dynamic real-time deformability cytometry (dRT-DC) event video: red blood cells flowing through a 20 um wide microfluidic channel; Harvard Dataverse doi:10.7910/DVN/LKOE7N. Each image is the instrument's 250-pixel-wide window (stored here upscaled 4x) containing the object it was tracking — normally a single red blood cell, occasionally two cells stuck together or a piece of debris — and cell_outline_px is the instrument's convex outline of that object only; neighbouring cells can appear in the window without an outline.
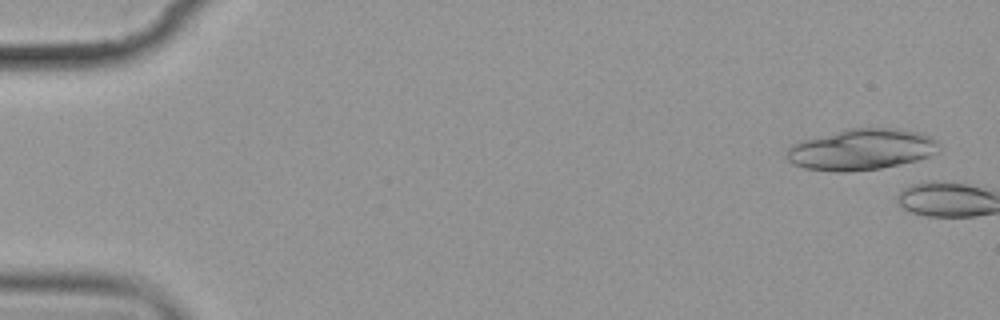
{"species": "common noctule bat (a hibernating species)", "species_latin": "Nyctalus noctula", "temperature_condition": "cold", "stored_images_in_passage": 2, "camera_frame_rate_fps": 3000, "um_per_image_px": 0.085, "animal": {"sex": "female", "body_mass_g": 19.9}, "frame": {"image": 1, "passage_image": 1, "time_ms": 0.0, "image_size_px": [1000, 320], "cell_outline_px": [[940, 144], [936, 152], [928, 156], [916, 160], [900, 164], [880, 168], [844, 172], [836, 172], [804, 168], [788, 160], [784, 156], [784, 152], [792, 144], [804, 140], [848, 128], [892, 128], [920, 132], [932, 136]], "centroid_in_image_um": [73.21, 12.7], "position_along_channel_um": 11.8, "area_um2": 36.41}}